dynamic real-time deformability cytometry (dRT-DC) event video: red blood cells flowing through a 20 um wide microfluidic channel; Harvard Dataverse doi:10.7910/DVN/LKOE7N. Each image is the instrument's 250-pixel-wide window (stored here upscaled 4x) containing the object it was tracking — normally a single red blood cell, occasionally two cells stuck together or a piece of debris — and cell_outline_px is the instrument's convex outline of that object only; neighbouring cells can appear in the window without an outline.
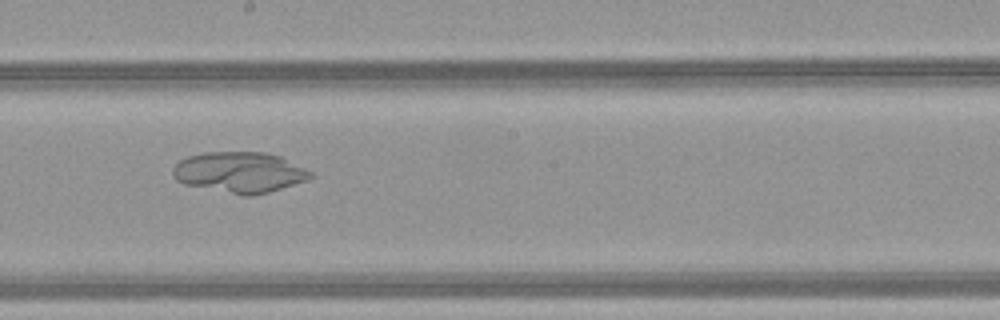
{"species": "common noctule bat (a hibernating species)", "species_latin": "Nyctalus noctula", "temperature_condition": "warm", "stored_images_in_passage": 51, "camera_frame_rate_fps": 3000, "um_per_image_px": 0.085, "animal": {"sex": "female", "body_mass_g": 21.9}, "frame": {"image": 1, "passage_image": 30, "time_ms": 9.667, "image_size_px": [1000, 320], "cell_outline_px": [[316, 176], [308, 180], [268, 192], [252, 196], [244, 196], [184, 184], [176, 180], [172, 176], [172, 168], [180, 160], [188, 156], [204, 152], [264, 152], [280, 156], [312, 172]], "centroid_in_image_um": [20.36, 14.65], "position_along_channel_um": 227.8, "area_um2": 32.77}}